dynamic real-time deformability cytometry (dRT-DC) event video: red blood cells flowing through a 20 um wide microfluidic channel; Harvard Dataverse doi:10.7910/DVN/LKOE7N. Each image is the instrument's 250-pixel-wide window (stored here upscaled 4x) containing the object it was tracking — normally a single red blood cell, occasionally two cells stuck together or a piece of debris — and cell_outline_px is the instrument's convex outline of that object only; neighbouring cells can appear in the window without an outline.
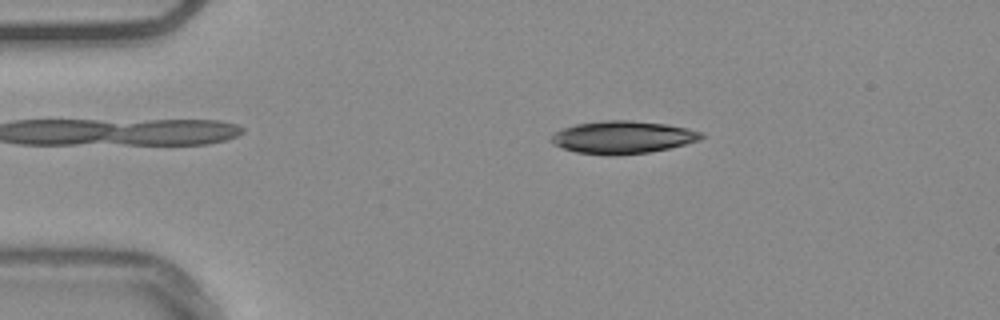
{"species": "common noctule bat (a hibernating species)", "species_latin": "Nyctalus noctula", "temperature_condition": "warm", "stored_images_in_passage": 52, "camera_frame_rate_fps": 3000, "um_per_image_px": 0.085, "animal": {"sex": "male", "body_mass_g": 20.4}, "frame": {"image": 1, "passage_image": 9, "time_ms": 2.667, "image_size_px": [1000, 320], "cell_outline_px": [[704, 136], [700, 140], [668, 148], [648, 152], [612, 156], [576, 152], [552, 144], [552, 136], [556, 132], [564, 128], [576, 124], [604, 120], [628, 120], [668, 124], [688, 128], [704, 132]], "centroid_in_image_um": [52.96, 11.66], "position_along_channel_um": 32.0, "area_um2": 28.44}}
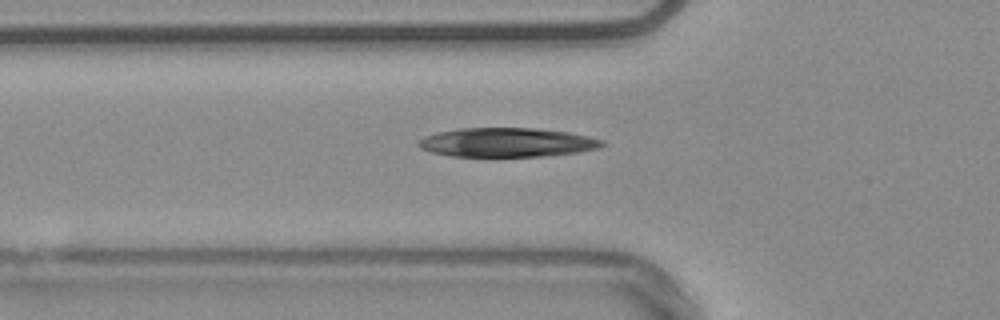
{"frame": {"image": 2, "passage_image": 17, "time_ms": 5.333, "image_size_px": [1000, 320], "cell_outline_px": [[608, 144], [600, 148], [580, 152], [544, 156], [452, 156], [432, 152], [420, 148], [420, 140], [424, 136], [456, 128], [536, 128], [568, 132], [588, 136], [604, 140]], "centroid_in_image_um": [43.18, 12.1], "position_along_channel_um": 82.6, "area_um2": 31.15}}
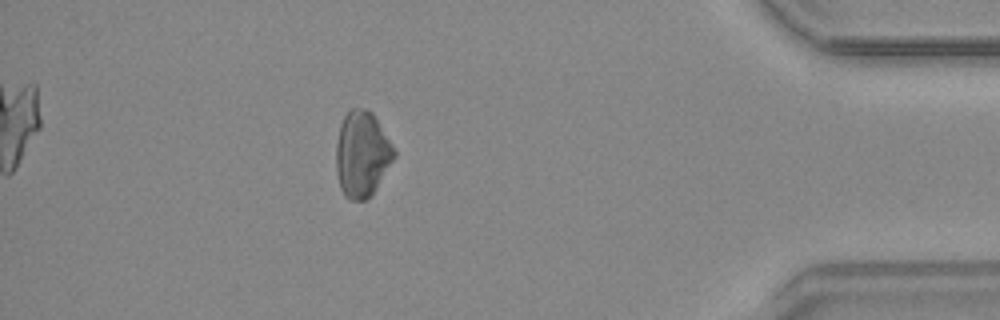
{"frame": {"image": 3, "passage_image": 46, "time_ms": 15.0, "image_size_px": [1000, 320], "cell_outline_px": [[396, 156], [372, 196], [368, 200], [352, 200], [344, 196], [340, 188], [336, 172], [336, 144], [340, 124], [344, 116], [352, 108], [364, 108], [372, 112], [376, 116], [392, 144], [396, 152]], "centroid_in_image_um": [30.78, 13.11], "position_along_channel_um": 404.4, "area_um2": 29.42}, "authors_computed_cell_mechanics": {"area_um2": 29.9404, "velocity_mm_per_s": 3.7641, "shape_relaxation_time_tau1_ms": 3.8049, "shape_relaxation_time_tau2_ms": null, "deformation_change_tau1": 0.1078, "deformation_change_tau2": null}}